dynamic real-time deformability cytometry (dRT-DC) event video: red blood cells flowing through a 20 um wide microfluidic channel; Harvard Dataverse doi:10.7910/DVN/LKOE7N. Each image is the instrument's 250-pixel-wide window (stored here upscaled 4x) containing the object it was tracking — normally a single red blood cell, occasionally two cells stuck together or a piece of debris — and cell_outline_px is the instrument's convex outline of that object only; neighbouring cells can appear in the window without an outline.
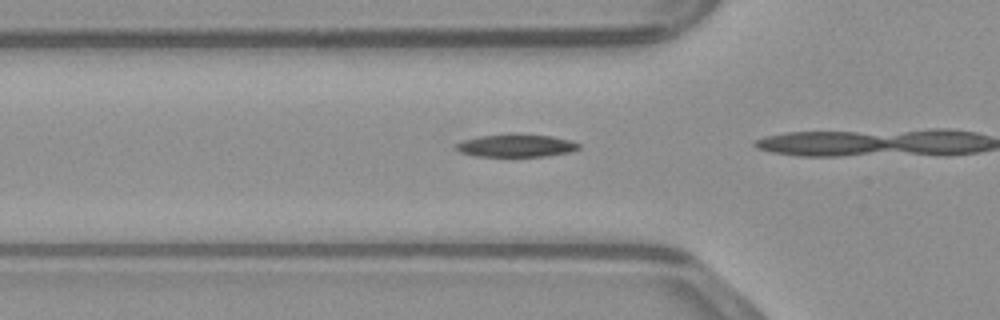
{"species": "common noctule bat (a hibernating species)", "species_latin": "Nyctalus noctula", "temperature_condition": "warm", "stored_images_in_passage": 4, "camera_frame_rate_fps": 3000, "um_per_image_px": 0.085, "animal": {"sex": "male", "body_mass_g": 23.1, "forearm_length_mm": 52.7}, "frame": {"image": 1, "passage_image": 3, "time_ms": 0.667, "image_size_px": [1000, 320], "cell_outline_px": [[580, 148], [572, 152], [548, 156], [476, 156], [460, 152], [456, 148], [456, 144], [464, 140], [480, 136], [552, 136], [568, 140], [580, 144]], "centroid_in_image_um": [43.91, 12.42], "position_along_channel_um": 81.9, "area_um2": 15.49}}